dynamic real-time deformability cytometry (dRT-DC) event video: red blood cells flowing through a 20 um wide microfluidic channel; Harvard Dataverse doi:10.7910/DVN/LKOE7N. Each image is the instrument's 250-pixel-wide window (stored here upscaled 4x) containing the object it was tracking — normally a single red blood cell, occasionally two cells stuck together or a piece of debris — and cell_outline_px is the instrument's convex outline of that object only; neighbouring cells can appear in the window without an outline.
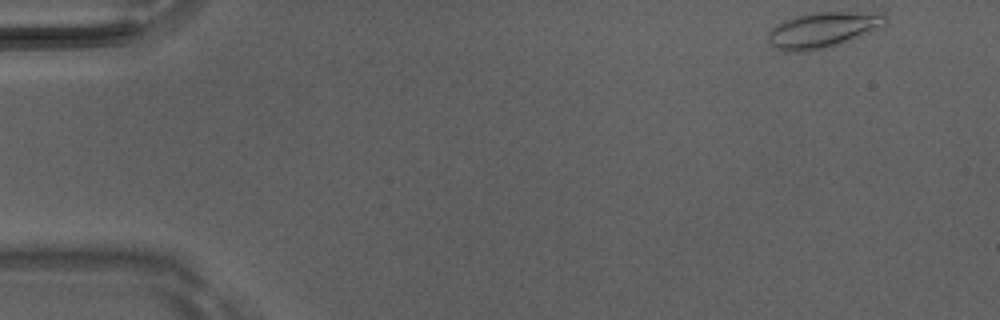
{"species": "Egyptian fruit bat (a non-hibernating species)", "species_latin": "Rousettus aegyptiacus", "temperature_condition": "room temperature", "stored_images_in_passage": 4, "camera_frame_rate_fps": 3000, "um_per_image_px": 0.085, "animal": {"sex": "male"}, "frame": {"image": 1, "passage_image": 4, "time_ms": 1.0, "image_size_px": [1000, 320], "cell_outline_px": [[888, 24], [852, 40], [824, 48], [804, 52], [788, 52], [776, 48], [768, 40], [768, 32], [776, 24], [784, 20], [796, 16], [812, 12], [884, 12], [888, 16]], "centroid_in_image_um": [70.0, 2.52], "position_along_channel_um": 15.0, "area_um2": 24.62}}